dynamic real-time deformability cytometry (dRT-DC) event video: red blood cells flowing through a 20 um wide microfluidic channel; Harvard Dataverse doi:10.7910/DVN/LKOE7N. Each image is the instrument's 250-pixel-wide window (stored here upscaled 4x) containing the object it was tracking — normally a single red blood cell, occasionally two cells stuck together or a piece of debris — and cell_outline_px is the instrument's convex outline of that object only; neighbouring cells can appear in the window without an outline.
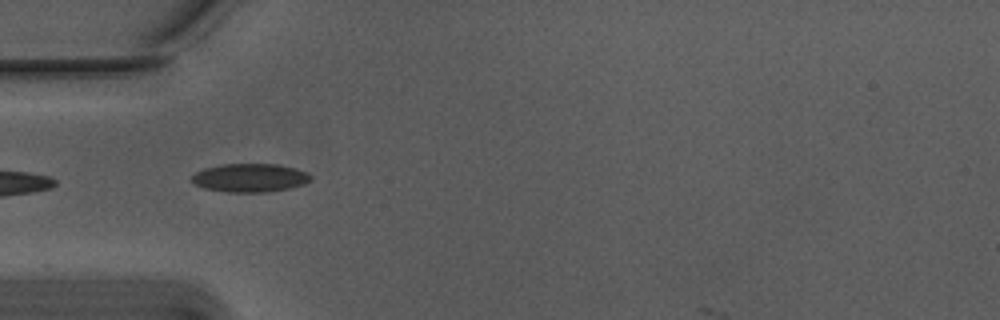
{"species": "Egyptian fruit bat (a non-hibernating species)", "species_latin": "Rousettus aegyptiacus", "temperature_condition": "warm", "stored_images_in_passage": 5, "camera_frame_rate_fps": 3000, "um_per_image_px": 0.085, "animal": {"sex": "male"}, "frame": {"image": 1, "passage_image": 1, "time_ms": 0.0, "image_size_px": [1000, 320], "cell_outline_px": [[312, 180], [288, 188], [268, 192], [228, 192], [204, 188], [196, 184], [192, 180], [192, 176], [196, 172], [204, 168], [220, 164], [276, 164], [296, 168], [308, 172], [312, 176]], "centroid_in_image_um": [21.26, 15.1], "position_along_channel_um": 63.7, "area_um2": 19.65}}